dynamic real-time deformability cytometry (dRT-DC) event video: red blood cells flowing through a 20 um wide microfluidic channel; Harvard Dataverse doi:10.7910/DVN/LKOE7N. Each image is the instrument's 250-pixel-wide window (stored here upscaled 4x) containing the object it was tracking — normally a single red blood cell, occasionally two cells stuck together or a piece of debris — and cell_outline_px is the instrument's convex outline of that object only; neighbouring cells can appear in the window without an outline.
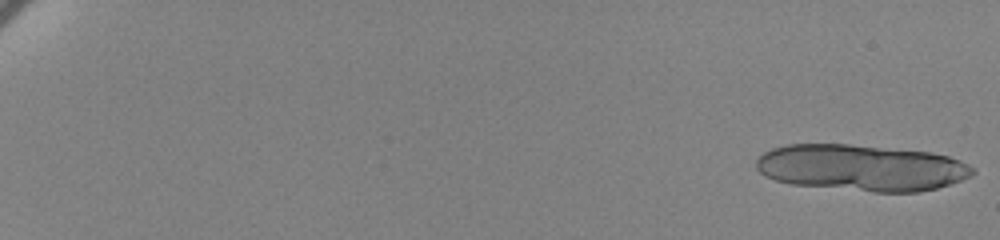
{"species": "human", "species_latin": "Homo sapiens", "temperature_condition": "cold", "stored_images_in_passage": 21, "camera_frame_rate_fps": 3000, "um_per_image_px": 0.085, "donor": {"sex": "female"}, "frame": {"image": 1, "passage_image": 1, "time_ms": 0.0, "image_size_px": [1000, 240], "cell_outline_px": [[976, 172], [972, 176], [936, 188], [920, 192], [876, 192], [792, 184], [776, 180], [764, 176], [756, 168], [756, 160], [764, 152], [772, 148], [788, 144], [848, 144], [932, 152], [948, 156], [960, 160], [976, 168]], "centroid_in_image_um": [73.24, 14.25], "position_along_channel_um": 11.8, "area_um2": 58.61}}